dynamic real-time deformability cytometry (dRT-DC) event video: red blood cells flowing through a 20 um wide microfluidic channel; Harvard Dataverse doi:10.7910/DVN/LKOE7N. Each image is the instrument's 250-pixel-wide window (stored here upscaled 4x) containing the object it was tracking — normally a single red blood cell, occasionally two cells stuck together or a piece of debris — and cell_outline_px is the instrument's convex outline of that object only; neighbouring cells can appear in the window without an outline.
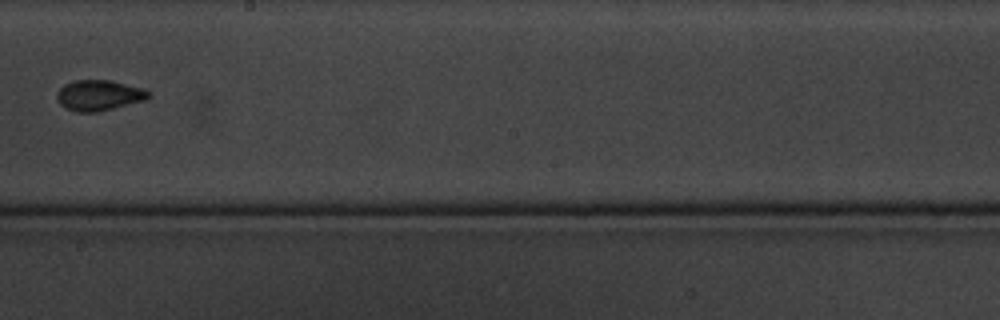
{"species": "common noctule bat (a hibernating species)", "species_latin": "Nyctalus noctula", "temperature_condition": "cold", "stored_images_in_passage": 11, "camera_frame_rate_fps": 3000, "um_per_image_px": 0.085, "animal": {"sex": "male", "body_mass_g": 20.1, "forearm_length_mm": 53.5}, "frame": {"image": 1, "passage_image": 10, "time_ms": 10.667, "image_size_px": [1000, 320], "cell_outline_px": [[152, 96], [144, 100], [96, 112], [76, 112], [64, 108], [56, 100], [56, 92], [64, 84], [72, 80], [112, 80], [144, 88]], "centroid_in_image_um": [8.37, 8.09], "position_along_channel_um": 239.8, "area_um2": 16.47}}
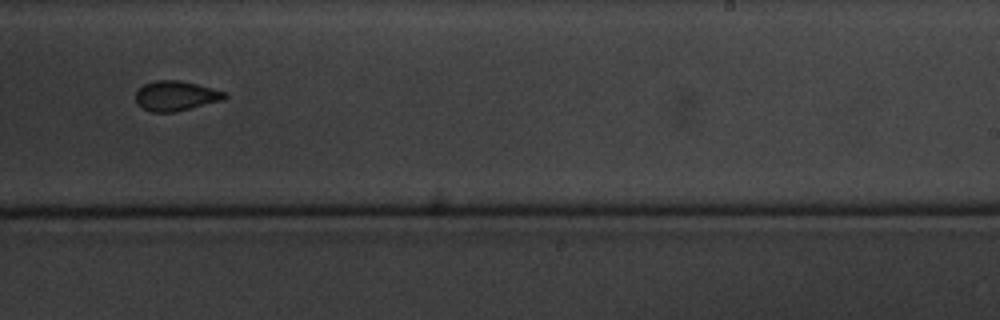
{"frame": {"image": 2, "passage_image": 11, "time_ms": 11.667, "image_size_px": [1000, 320], "cell_outline_px": [[228, 96], [224, 100], [176, 112], [152, 112], [136, 104], [136, 92], [144, 84], [156, 80], [180, 80], [228, 92]], "centroid_in_image_um": [14.98, 8.15], "position_along_channel_um": 274.0, "area_um2": 15.61}}